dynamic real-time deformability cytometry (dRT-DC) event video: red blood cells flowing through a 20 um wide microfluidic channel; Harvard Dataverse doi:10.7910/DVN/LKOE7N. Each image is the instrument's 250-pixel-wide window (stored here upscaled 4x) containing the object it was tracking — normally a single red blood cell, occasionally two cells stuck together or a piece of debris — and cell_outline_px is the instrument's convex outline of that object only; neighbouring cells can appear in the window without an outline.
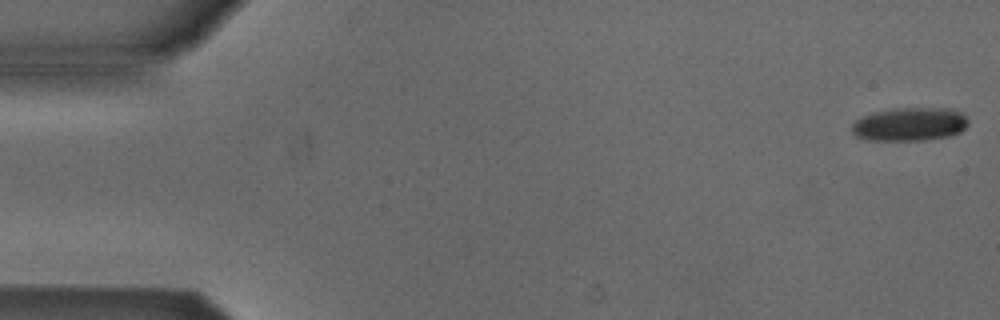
{"species": "Egyptian fruit bat (a non-hibernating species)", "species_latin": "Rousettus aegyptiacus", "temperature_condition": "cold", "stored_images_in_passage": 5, "camera_frame_rate_fps": 3000, "um_per_image_px": 0.085, "animal": {"sex": "male"}, "frame": {"image": 1, "passage_image": 1, "time_ms": 0.0, "image_size_px": [1000, 320], "cell_outline_px": [[968, 124], [960, 132], [948, 136], [924, 140], [868, 140], [856, 136], [852, 132], [852, 124], [856, 120], [872, 112], [896, 108], [952, 108], [964, 112], [968, 120]], "centroid_in_image_um": [77.36, 10.55], "position_along_channel_um": 7.6, "area_um2": 22.83}}
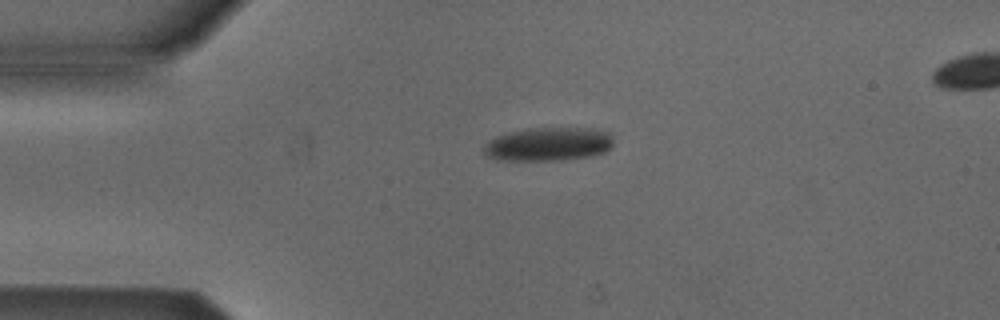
{"frame": {"image": 2, "passage_image": 4, "time_ms": 3.667, "image_size_px": [1000, 320], "cell_outline_px": [[612, 148], [604, 152], [592, 156], [560, 160], [500, 160], [488, 156], [484, 152], [484, 148], [488, 140], [496, 136], [508, 132], [528, 128], [592, 128], [612, 132]], "centroid_in_image_um": [46.65, 12.24], "position_along_channel_um": 38.3, "area_um2": 25.55}}